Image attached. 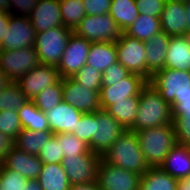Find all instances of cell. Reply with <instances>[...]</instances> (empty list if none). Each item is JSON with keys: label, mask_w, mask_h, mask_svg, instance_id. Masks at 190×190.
<instances>
[{"label": "cell", "mask_w": 190, "mask_h": 190, "mask_svg": "<svg viewBox=\"0 0 190 190\" xmlns=\"http://www.w3.org/2000/svg\"><path fill=\"white\" fill-rule=\"evenodd\" d=\"M101 158L112 165L143 175L147 164L134 131L125 130Z\"/></svg>", "instance_id": "cell-1"}, {"label": "cell", "mask_w": 190, "mask_h": 190, "mask_svg": "<svg viewBox=\"0 0 190 190\" xmlns=\"http://www.w3.org/2000/svg\"><path fill=\"white\" fill-rule=\"evenodd\" d=\"M171 107L149 82L142 88L138 112L131 131H140L172 123Z\"/></svg>", "instance_id": "cell-2"}, {"label": "cell", "mask_w": 190, "mask_h": 190, "mask_svg": "<svg viewBox=\"0 0 190 190\" xmlns=\"http://www.w3.org/2000/svg\"><path fill=\"white\" fill-rule=\"evenodd\" d=\"M149 167H160L169 151L177 144L173 123L135 131Z\"/></svg>", "instance_id": "cell-3"}, {"label": "cell", "mask_w": 190, "mask_h": 190, "mask_svg": "<svg viewBox=\"0 0 190 190\" xmlns=\"http://www.w3.org/2000/svg\"><path fill=\"white\" fill-rule=\"evenodd\" d=\"M149 83L172 108L182 100L190 99V72L164 68L155 72Z\"/></svg>", "instance_id": "cell-4"}, {"label": "cell", "mask_w": 190, "mask_h": 190, "mask_svg": "<svg viewBox=\"0 0 190 190\" xmlns=\"http://www.w3.org/2000/svg\"><path fill=\"white\" fill-rule=\"evenodd\" d=\"M73 30L64 26L36 33L34 48L40 64L57 66Z\"/></svg>", "instance_id": "cell-5"}, {"label": "cell", "mask_w": 190, "mask_h": 190, "mask_svg": "<svg viewBox=\"0 0 190 190\" xmlns=\"http://www.w3.org/2000/svg\"><path fill=\"white\" fill-rule=\"evenodd\" d=\"M73 32L89 42H116L122 34L109 13L86 15Z\"/></svg>", "instance_id": "cell-6"}, {"label": "cell", "mask_w": 190, "mask_h": 190, "mask_svg": "<svg viewBox=\"0 0 190 190\" xmlns=\"http://www.w3.org/2000/svg\"><path fill=\"white\" fill-rule=\"evenodd\" d=\"M39 63L37 51L34 47L21 49H0V70L9 82L17 83L19 79Z\"/></svg>", "instance_id": "cell-7"}, {"label": "cell", "mask_w": 190, "mask_h": 190, "mask_svg": "<svg viewBox=\"0 0 190 190\" xmlns=\"http://www.w3.org/2000/svg\"><path fill=\"white\" fill-rule=\"evenodd\" d=\"M123 132L124 127L106 110L93 112L91 151L102 156Z\"/></svg>", "instance_id": "cell-8"}, {"label": "cell", "mask_w": 190, "mask_h": 190, "mask_svg": "<svg viewBox=\"0 0 190 190\" xmlns=\"http://www.w3.org/2000/svg\"><path fill=\"white\" fill-rule=\"evenodd\" d=\"M118 62L130 73L140 75L146 79L145 42L122 32L115 42Z\"/></svg>", "instance_id": "cell-9"}, {"label": "cell", "mask_w": 190, "mask_h": 190, "mask_svg": "<svg viewBox=\"0 0 190 190\" xmlns=\"http://www.w3.org/2000/svg\"><path fill=\"white\" fill-rule=\"evenodd\" d=\"M141 175L100 159L97 183L100 190H139Z\"/></svg>", "instance_id": "cell-10"}, {"label": "cell", "mask_w": 190, "mask_h": 190, "mask_svg": "<svg viewBox=\"0 0 190 190\" xmlns=\"http://www.w3.org/2000/svg\"><path fill=\"white\" fill-rule=\"evenodd\" d=\"M101 156L90 151L72 157H64L63 169L71 185L97 182V170Z\"/></svg>", "instance_id": "cell-11"}, {"label": "cell", "mask_w": 190, "mask_h": 190, "mask_svg": "<svg viewBox=\"0 0 190 190\" xmlns=\"http://www.w3.org/2000/svg\"><path fill=\"white\" fill-rule=\"evenodd\" d=\"M91 42L79 37L74 32L68 39L67 46L56 68L60 78L72 77L84 65L89 53Z\"/></svg>", "instance_id": "cell-12"}, {"label": "cell", "mask_w": 190, "mask_h": 190, "mask_svg": "<svg viewBox=\"0 0 190 190\" xmlns=\"http://www.w3.org/2000/svg\"><path fill=\"white\" fill-rule=\"evenodd\" d=\"M148 81L137 74L130 73L119 82H110V86H102L99 91L101 109L106 110L115 101L125 100L127 97L140 95L142 88Z\"/></svg>", "instance_id": "cell-13"}, {"label": "cell", "mask_w": 190, "mask_h": 190, "mask_svg": "<svg viewBox=\"0 0 190 190\" xmlns=\"http://www.w3.org/2000/svg\"><path fill=\"white\" fill-rule=\"evenodd\" d=\"M63 102L70 104L82 113L100 110L99 91L82 87L71 77L61 78Z\"/></svg>", "instance_id": "cell-14"}, {"label": "cell", "mask_w": 190, "mask_h": 190, "mask_svg": "<svg viewBox=\"0 0 190 190\" xmlns=\"http://www.w3.org/2000/svg\"><path fill=\"white\" fill-rule=\"evenodd\" d=\"M56 66L38 64L28 73L24 74L17 84L29 100L39 94L48 86L55 85L60 80Z\"/></svg>", "instance_id": "cell-15"}, {"label": "cell", "mask_w": 190, "mask_h": 190, "mask_svg": "<svg viewBox=\"0 0 190 190\" xmlns=\"http://www.w3.org/2000/svg\"><path fill=\"white\" fill-rule=\"evenodd\" d=\"M36 31L29 17L11 15L8 23V33L4 35L0 49L13 50L33 47Z\"/></svg>", "instance_id": "cell-16"}, {"label": "cell", "mask_w": 190, "mask_h": 190, "mask_svg": "<svg viewBox=\"0 0 190 190\" xmlns=\"http://www.w3.org/2000/svg\"><path fill=\"white\" fill-rule=\"evenodd\" d=\"M29 20L36 33L63 26L59 0H38L30 12Z\"/></svg>", "instance_id": "cell-17"}, {"label": "cell", "mask_w": 190, "mask_h": 190, "mask_svg": "<svg viewBox=\"0 0 190 190\" xmlns=\"http://www.w3.org/2000/svg\"><path fill=\"white\" fill-rule=\"evenodd\" d=\"M44 114L47 117L50 131L53 134H60L72 133L83 113L62 101Z\"/></svg>", "instance_id": "cell-18"}, {"label": "cell", "mask_w": 190, "mask_h": 190, "mask_svg": "<svg viewBox=\"0 0 190 190\" xmlns=\"http://www.w3.org/2000/svg\"><path fill=\"white\" fill-rule=\"evenodd\" d=\"M169 35L161 31L145 41L146 52V80L149 82L152 75L165 68Z\"/></svg>", "instance_id": "cell-19"}, {"label": "cell", "mask_w": 190, "mask_h": 190, "mask_svg": "<svg viewBox=\"0 0 190 190\" xmlns=\"http://www.w3.org/2000/svg\"><path fill=\"white\" fill-rule=\"evenodd\" d=\"M161 31L167 35L183 36L187 33V21L184 2L165 0L160 15Z\"/></svg>", "instance_id": "cell-20"}, {"label": "cell", "mask_w": 190, "mask_h": 190, "mask_svg": "<svg viewBox=\"0 0 190 190\" xmlns=\"http://www.w3.org/2000/svg\"><path fill=\"white\" fill-rule=\"evenodd\" d=\"M42 161L37 155L28 154L14 147L5 157L2 165L11 171L18 172L26 179H37L42 168Z\"/></svg>", "instance_id": "cell-21"}, {"label": "cell", "mask_w": 190, "mask_h": 190, "mask_svg": "<svg viewBox=\"0 0 190 190\" xmlns=\"http://www.w3.org/2000/svg\"><path fill=\"white\" fill-rule=\"evenodd\" d=\"M160 167L177 180L190 177V147L177 143Z\"/></svg>", "instance_id": "cell-22"}, {"label": "cell", "mask_w": 190, "mask_h": 190, "mask_svg": "<svg viewBox=\"0 0 190 190\" xmlns=\"http://www.w3.org/2000/svg\"><path fill=\"white\" fill-rule=\"evenodd\" d=\"M165 68L190 72V45L185 35L170 37Z\"/></svg>", "instance_id": "cell-23"}, {"label": "cell", "mask_w": 190, "mask_h": 190, "mask_svg": "<svg viewBox=\"0 0 190 190\" xmlns=\"http://www.w3.org/2000/svg\"><path fill=\"white\" fill-rule=\"evenodd\" d=\"M118 62L115 42H91L86 64L103 73L109 66Z\"/></svg>", "instance_id": "cell-24"}, {"label": "cell", "mask_w": 190, "mask_h": 190, "mask_svg": "<svg viewBox=\"0 0 190 190\" xmlns=\"http://www.w3.org/2000/svg\"><path fill=\"white\" fill-rule=\"evenodd\" d=\"M37 180L42 190H69L71 186L62 163L42 164Z\"/></svg>", "instance_id": "cell-25"}, {"label": "cell", "mask_w": 190, "mask_h": 190, "mask_svg": "<svg viewBox=\"0 0 190 190\" xmlns=\"http://www.w3.org/2000/svg\"><path fill=\"white\" fill-rule=\"evenodd\" d=\"M139 97L140 95H137L127 97L125 100L115 101L106 111L112 115L125 130H130L134 126L138 112Z\"/></svg>", "instance_id": "cell-26"}, {"label": "cell", "mask_w": 190, "mask_h": 190, "mask_svg": "<svg viewBox=\"0 0 190 190\" xmlns=\"http://www.w3.org/2000/svg\"><path fill=\"white\" fill-rule=\"evenodd\" d=\"M177 184L161 167H150L140 178L139 190H176Z\"/></svg>", "instance_id": "cell-27"}, {"label": "cell", "mask_w": 190, "mask_h": 190, "mask_svg": "<svg viewBox=\"0 0 190 190\" xmlns=\"http://www.w3.org/2000/svg\"><path fill=\"white\" fill-rule=\"evenodd\" d=\"M108 13L124 32L138 18L139 10L136 0H112Z\"/></svg>", "instance_id": "cell-28"}, {"label": "cell", "mask_w": 190, "mask_h": 190, "mask_svg": "<svg viewBox=\"0 0 190 190\" xmlns=\"http://www.w3.org/2000/svg\"><path fill=\"white\" fill-rule=\"evenodd\" d=\"M22 129L30 131H50L47 117L32 100H28L19 110Z\"/></svg>", "instance_id": "cell-29"}, {"label": "cell", "mask_w": 190, "mask_h": 190, "mask_svg": "<svg viewBox=\"0 0 190 190\" xmlns=\"http://www.w3.org/2000/svg\"><path fill=\"white\" fill-rule=\"evenodd\" d=\"M53 135L54 134L51 131L34 132L27 129H22L14 140L15 147L19 150L25 151L28 154L38 156L43 145H45Z\"/></svg>", "instance_id": "cell-30"}, {"label": "cell", "mask_w": 190, "mask_h": 190, "mask_svg": "<svg viewBox=\"0 0 190 190\" xmlns=\"http://www.w3.org/2000/svg\"><path fill=\"white\" fill-rule=\"evenodd\" d=\"M161 32L160 17L139 14L138 18L124 33L140 41H148L153 35Z\"/></svg>", "instance_id": "cell-31"}, {"label": "cell", "mask_w": 190, "mask_h": 190, "mask_svg": "<svg viewBox=\"0 0 190 190\" xmlns=\"http://www.w3.org/2000/svg\"><path fill=\"white\" fill-rule=\"evenodd\" d=\"M63 26L75 30L86 16L82 0H59Z\"/></svg>", "instance_id": "cell-32"}, {"label": "cell", "mask_w": 190, "mask_h": 190, "mask_svg": "<svg viewBox=\"0 0 190 190\" xmlns=\"http://www.w3.org/2000/svg\"><path fill=\"white\" fill-rule=\"evenodd\" d=\"M28 100L19 85L10 82L0 91V111H18Z\"/></svg>", "instance_id": "cell-33"}, {"label": "cell", "mask_w": 190, "mask_h": 190, "mask_svg": "<svg viewBox=\"0 0 190 190\" xmlns=\"http://www.w3.org/2000/svg\"><path fill=\"white\" fill-rule=\"evenodd\" d=\"M34 104L42 111L51 110L63 101V90L61 79L55 84L48 86L32 99Z\"/></svg>", "instance_id": "cell-34"}, {"label": "cell", "mask_w": 190, "mask_h": 190, "mask_svg": "<svg viewBox=\"0 0 190 190\" xmlns=\"http://www.w3.org/2000/svg\"><path fill=\"white\" fill-rule=\"evenodd\" d=\"M64 157L78 156L90 152L89 145L72 133L55 134Z\"/></svg>", "instance_id": "cell-35"}, {"label": "cell", "mask_w": 190, "mask_h": 190, "mask_svg": "<svg viewBox=\"0 0 190 190\" xmlns=\"http://www.w3.org/2000/svg\"><path fill=\"white\" fill-rule=\"evenodd\" d=\"M102 76L103 74L97 68L86 64L71 78L84 88L100 91Z\"/></svg>", "instance_id": "cell-36"}, {"label": "cell", "mask_w": 190, "mask_h": 190, "mask_svg": "<svg viewBox=\"0 0 190 190\" xmlns=\"http://www.w3.org/2000/svg\"><path fill=\"white\" fill-rule=\"evenodd\" d=\"M21 130L22 125L18 111H0V132L15 140Z\"/></svg>", "instance_id": "cell-37"}, {"label": "cell", "mask_w": 190, "mask_h": 190, "mask_svg": "<svg viewBox=\"0 0 190 190\" xmlns=\"http://www.w3.org/2000/svg\"><path fill=\"white\" fill-rule=\"evenodd\" d=\"M28 180L18 172L6 169L0 164L1 190H25Z\"/></svg>", "instance_id": "cell-38"}, {"label": "cell", "mask_w": 190, "mask_h": 190, "mask_svg": "<svg viewBox=\"0 0 190 190\" xmlns=\"http://www.w3.org/2000/svg\"><path fill=\"white\" fill-rule=\"evenodd\" d=\"M38 158L43 164L49 163H62L64 158L61 152L58 140L55 138V134L47 141L45 145L41 148Z\"/></svg>", "instance_id": "cell-39"}, {"label": "cell", "mask_w": 190, "mask_h": 190, "mask_svg": "<svg viewBox=\"0 0 190 190\" xmlns=\"http://www.w3.org/2000/svg\"><path fill=\"white\" fill-rule=\"evenodd\" d=\"M72 134L79 139L84 140L91 150V139L93 137V112L82 114L81 119Z\"/></svg>", "instance_id": "cell-40"}, {"label": "cell", "mask_w": 190, "mask_h": 190, "mask_svg": "<svg viewBox=\"0 0 190 190\" xmlns=\"http://www.w3.org/2000/svg\"><path fill=\"white\" fill-rule=\"evenodd\" d=\"M172 123L177 143L190 147V117H174Z\"/></svg>", "instance_id": "cell-41"}, {"label": "cell", "mask_w": 190, "mask_h": 190, "mask_svg": "<svg viewBox=\"0 0 190 190\" xmlns=\"http://www.w3.org/2000/svg\"><path fill=\"white\" fill-rule=\"evenodd\" d=\"M102 74V86H110V82H119L127 77L130 72L119 62H116L109 66Z\"/></svg>", "instance_id": "cell-42"}, {"label": "cell", "mask_w": 190, "mask_h": 190, "mask_svg": "<svg viewBox=\"0 0 190 190\" xmlns=\"http://www.w3.org/2000/svg\"><path fill=\"white\" fill-rule=\"evenodd\" d=\"M139 14L160 17L165 0H136Z\"/></svg>", "instance_id": "cell-43"}, {"label": "cell", "mask_w": 190, "mask_h": 190, "mask_svg": "<svg viewBox=\"0 0 190 190\" xmlns=\"http://www.w3.org/2000/svg\"><path fill=\"white\" fill-rule=\"evenodd\" d=\"M112 0H82L86 15H102L110 10Z\"/></svg>", "instance_id": "cell-44"}, {"label": "cell", "mask_w": 190, "mask_h": 190, "mask_svg": "<svg viewBox=\"0 0 190 190\" xmlns=\"http://www.w3.org/2000/svg\"><path fill=\"white\" fill-rule=\"evenodd\" d=\"M38 0H10L8 13L11 15L29 17L30 12L33 10ZM13 7L20 12V14H14Z\"/></svg>", "instance_id": "cell-45"}, {"label": "cell", "mask_w": 190, "mask_h": 190, "mask_svg": "<svg viewBox=\"0 0 190 190\" xmlns=\"http://www.w3.org/2000/svg\"><path fill=\"white\" fill-rule=\"evenodd\" d=\"M15 147V142L6 134L0 132V164L5 160L6 155Z\"/></svg>", "instance_id": "cell-46"}, {"label": "cell", "mask_w": 190, "mask_h": 190, "mask_svg": "<svg viewBox=\"0 0 190 190\" xmlns=\"http://www.w3.org/2000/svg\"><path fill=\"white\" fill-rule=\"evenodd\" d=\"M172 119L174 117H190V99L182 100L171 108Z\"/></svg>", "instance_id": "cell-47"}, {"label": "cell", "mask_w": 190, "mask_h": 190, "mask_svg": "<svg viewBox=\"0 0 190 190\" xmlns=\"http://www.w3.org/2000/svg\"><path fill=\"white\" fill-rule=\"evenodd\" d=\"M10 14L8 12L0 11V45L4 35L8 33V23H9Z\"/></svg>", "instance_id": "cell-48"}, {"label": "cell", "mask_w": 190, "mask_h": 190, "mask_svg": "<svg viewBox=\"0 0 190 190\" xmlns=\"http://www.w3.org/2000/svg\"><path fill=\"white\" fill-rule=\"evenodd\" d=\"M69 190H100L97 182L87 184L71 185Z\"/></svg>", "instance_id": "cell-49"}, {"label": "cell", "mask_w": 190, "mask_h": 190, "mask_svg": "<svg viewBox=\"0 0 190 190\" xmlns=\"http://www.w3.org/2000/svg\"><path fill=\"white\" fill-rule=\"evenodd\" d=\"M176 190H190V177L178 180Z\"/></svg>", "instance_id": "cell-50"}, {"label": "cell", "mask_w": 190, "mask_h": 190, "mask_svg": "<svg viewBox=\"0 0 190 190\" xmlns=\"http://www.w3.org/2000/svg\"><path fill=\"white\" fill-rule=\"evenodd\" d=\"M25 190H42L37 179L28 180Z\"/></svg>", "instance_id": "cell-51"}, {"label": "cell", "mask_w": 190, "mask_h": 190, "mask_svg": "<svg viewBox=\"0 0 190 190\" xmlns=\"http://www.w3.org/2000/svg\"><path fill=\"white\" fill-rule=\"evenodd\" d=\"M184 9H185L186 21H187V31H190V0L184 2Z\"/></svg>", "instance_id": "cell-52"}, {"label": "cell", "mask_w": 190, "mask_h": 190, "mask_svg": "<svg viewBox=\"0 0 190 190\" xmlns=\"http://www.w3.org/2000/svg\"><path fill=\"white\" fill-rule=\"evenodd\" d=\"M7 77L4 75V73L0 70V91L9 84Z\"/></svg>", "instance_id": "cell-53"}, {"label": "cell", "mask_w": 190, "mask_h": 190, "mask_svg": "<svg viewBox=\"0 0 190 190\" xmlns=\"http://www.w3.org/2000/svg\"><path fill=\"white\" fill-rule=\"evenodd\" d=\"M10 0H0V11L8 12Z\"/></svg>", "instance_id": "cell-54"}, {"label": "cell", "mask_w": 190, "mask_h": 190, "mask_svg": "<svg viewBox=\"0 0 190 190\" xmlns=\"http://www.w3.org/2000/svg\"><path fill=\"white\" fill-rule=\"evenodd\" d=\"M188 42H189V45H190V31H187V33L185 34Z\"/></svg>", "instance_id": "cell-55"}, {"label": "cell", "mask_w": 190, "mask_h": 190, "mask_svg": "<svg viewBox=\"0 0 190 190\" xmlns=\"http://www.w3.org/2000/svg\"><path fill=\"white\" fill-rule=\"evenodd\" d=\"M173 1L186 2V1H189V0H173Z\"/></svg>", "instance_id": "cell-56"}]
</instances>
